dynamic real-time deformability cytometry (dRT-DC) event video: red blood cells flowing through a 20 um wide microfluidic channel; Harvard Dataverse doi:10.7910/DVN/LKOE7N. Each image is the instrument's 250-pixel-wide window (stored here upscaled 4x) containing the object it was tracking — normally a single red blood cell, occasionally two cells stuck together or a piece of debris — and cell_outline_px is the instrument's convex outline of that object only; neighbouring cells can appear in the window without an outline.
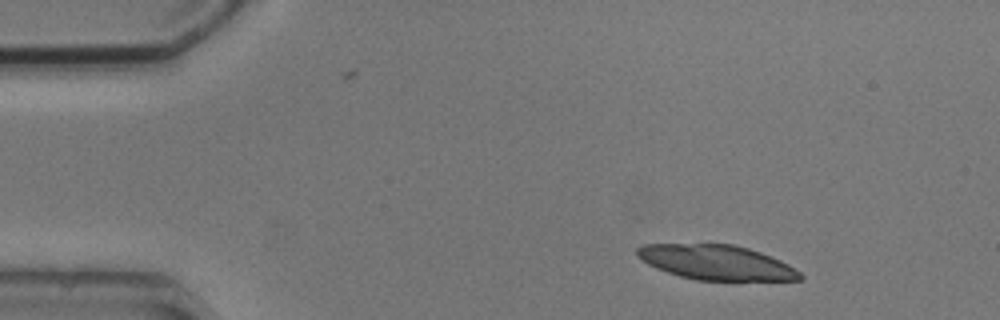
{"species": "common noctule bat (a hibernating species)", "species_latin": "Nyctalus noctula", "temperature_condition": "cold", "stored_images_in_passage": 4, "camera_frame_rate_fps": 3000, "um_per_image_px": 0.085, "animal": {"sex": "male", "body_mass_g": 20.5, "forearm_length_mm": 52.5}, "frame": {"image": 1, "passage_image": 2, "time_ms": 1.0, "image_size_px": [1000, 320], "cell_outline_px": [[804, 280], [696, 280], [680, 276], [656, 268], [648, 264], [636, 256], [636, 248], [644, 244], [732, 244], [748, 248], [760, 252], [780, 260], [788, 264], [800, 272], [804, 276]], "centroid_in_image_um": [60.89, 22.3], "position_along_channel_um": 24.1, "area_um2": 32.95}}